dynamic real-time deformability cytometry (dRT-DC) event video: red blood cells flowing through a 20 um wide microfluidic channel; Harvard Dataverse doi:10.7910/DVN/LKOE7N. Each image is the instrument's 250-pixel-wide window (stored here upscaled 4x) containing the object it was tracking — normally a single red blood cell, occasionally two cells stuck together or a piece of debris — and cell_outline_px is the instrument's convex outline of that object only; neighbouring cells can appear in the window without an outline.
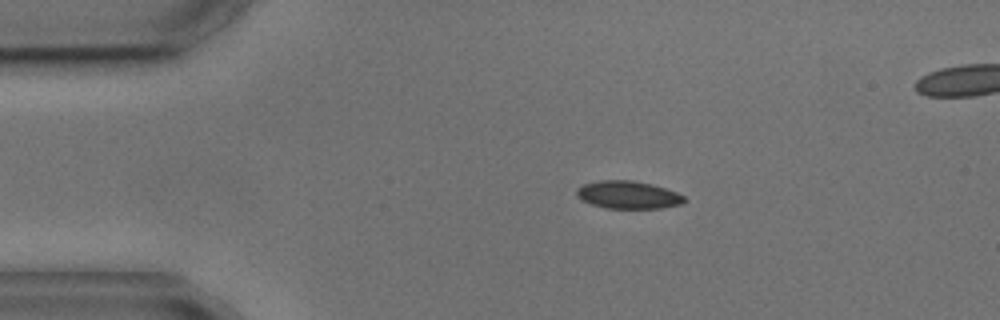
{"species": "common noctule bat (a hibernating species)", "species_latin": "Nyctalus noctula", "temperature_condition": "cold", "stored_images_in_passage": 3, "camera_frame_rate_fps": 3000, "um_per_image_px": 0.085, "animal": {"sex": "male", "body_mass_g": 17.9, "forearm_length_mm": 54.2}, "frame": {"image": 1, "passage_image": 1, "time_ms": 0.0, "image_size_px": [1000, 320], "cell_outline_px": [[688, 200], [680, 204], [660, 208], [604, 208], [592, 204], [576, 196], [576, 188], [584, 184], [600, 180], [632, 180], [652, 184], [676, 192], [684, 196]], "centroid_in_image_um": [53.38, 16.56], "position_along_channel_um": 31.6, "area_um2": 17.34}}